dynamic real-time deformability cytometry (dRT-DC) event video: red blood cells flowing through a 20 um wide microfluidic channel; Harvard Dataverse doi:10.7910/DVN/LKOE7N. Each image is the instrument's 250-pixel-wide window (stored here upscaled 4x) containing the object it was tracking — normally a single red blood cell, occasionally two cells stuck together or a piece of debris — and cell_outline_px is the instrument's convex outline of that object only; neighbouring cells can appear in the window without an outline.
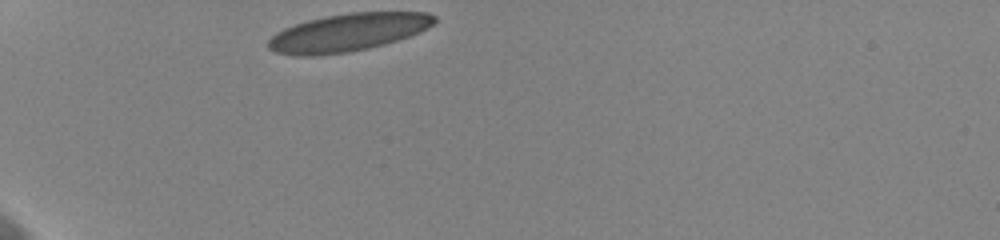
{"species": "human", "species_latin": "Homo sapiens", "temperature_condition": "cold", "stored_images_in_passage": 32, "camera_frame_rate_fps": 3000, "um_per_image_px": 0.085, "donor": {"sex": "female"}, "frame": {"image": 1, "passage_image": 1, "time_ms": 0.0, "image_size_px": [1000, 240], "cell_outline_px": [[436, 20], [428, 28], [420, 32], [384, 44], [368, 48], [348, 52], [312, 56], [292, 56], [276, 52], [268, 48], [268, 40], [276, 32], [284, 28], [308, 20], [324, 16], [348, 12], [428, 12], [436, 16]], "centroid_in_image_um": [29.56, 2.75], "position_along_channel_um": 55.4, "area_um2": 36.59}}
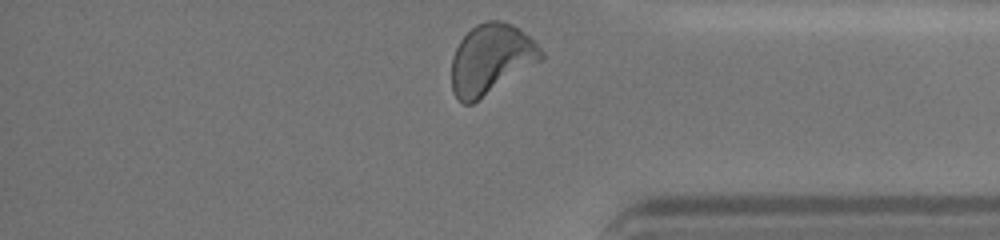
{"frame": {"image": 2, "passage_image": 32, "time_ms": 10.333, "image_size_px": [1000, 240], "cell_outline_px": [[544, 56], [540, 60], [472, 104], [464, 104], [452, 92], [452, 56], [460, 40], [476, 24], [484, 20], [504, 20], [512, 24], [528, 36], [544, 52]], "centroid_in_image_um": [41.7, 5.0], "position_along_channel_um": 393.5, "area_um2": 36.01}, "authors_computed_cell_mechanics": {"area_um2": 35.9516, "velocity_mm_per_s": 3.5902, "shape_relaxation_time_tau1_ms": 7.6779, "shape_relaxation_time_tau2_ms": 0.9309, "deformation_change_tau1": 0.1801, "deformation_change_tau2": 0.0744}}